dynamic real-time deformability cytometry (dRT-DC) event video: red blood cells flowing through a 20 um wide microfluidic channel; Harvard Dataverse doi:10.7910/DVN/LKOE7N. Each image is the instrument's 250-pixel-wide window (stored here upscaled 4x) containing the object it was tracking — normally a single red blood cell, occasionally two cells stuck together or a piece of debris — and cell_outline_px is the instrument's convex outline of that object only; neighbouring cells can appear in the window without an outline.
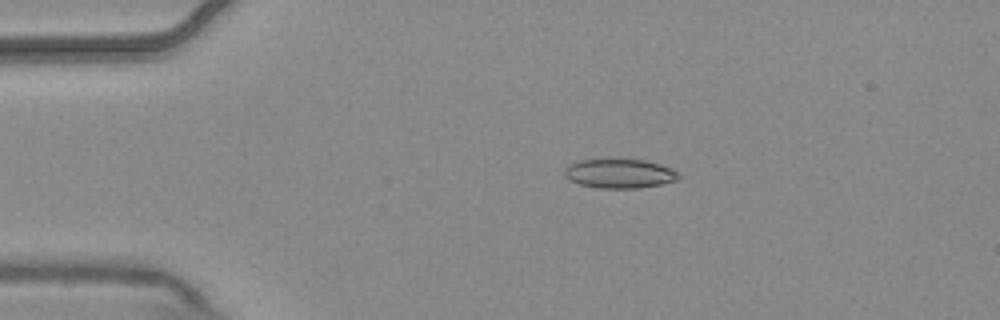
{"species": "common noctule bat (a hibernating species)", "species_latin": "Nyctalus noctula", "temperature_condition": "warm", "stored_images_in_passage": 3, "camera_frame_rate_fps": 3000, "um_per_image_px": 0.085, "animal": {"sex": "male", "body_mass_g": 20.4}, "frame": {"image": 1, "passage_image": 2, "time_ms": 0.333, "image_size_px": [1000, 320], "cell_outline_px": [[684, 176], [680, 180], [660, 184], [636, 188], [600, 188], [580, 184], [564, 176], [564, 168], [568, 164], [580, 160], [608, 156], [644, 160], [660, 164], [672, 168], [680, 172]], "centroid_in_image_um": [52.69, 14.7], "position_along_channel_um": 32.3, "area_um2": 20.4}}